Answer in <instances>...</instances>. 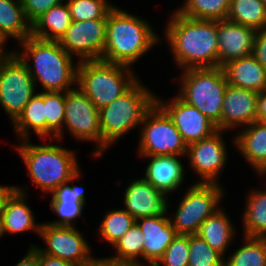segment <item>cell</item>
<instances>
[{
    "mask_svg": "<svg viewBox=\"0 0 266 266\" xmlns=\"http://www.w3.org/2000/svg\"><path fill=\"white\" fill-rule=\"evenodd\" d=\"M88 266H113V264L105 261L103 257H98V259L93 264Z\"/></svg>",
    "mask_w": 266,
    "mask_h": 266,
    "instance_id": "f6af8a7d",
    "label": "cell"
},
{
    "mask_svg": "<svg viewBox=\"0 0 266 266\" xmlns=\"http://www.w3.org/2000/svg\"><path fill=\"white\" fill-rule=\"evenodd\" d=\"M186 190L173 218L169 217L178 235L197 234L201 224L221 208L219 206L226 194L224 187L215 183L194 182Z\"/></svg>",
    "mask_w": 266,
    "mask_h": 266,
    "instance_id": "ba28073f",
    "label": "cell"
},
{
    "mask_svg": "<svg viewBox=\"0 0 266 266\" xmlns=\"http://www.w3.org/2000/svg\"><path fill=\"white\" fill-rule=\"evenodd\" d=\"M66 1V0H65ZM64 0H21L26 19L32 24L51 7L57 6Z\"/></svg>",
    "mask_w": 266,
    "mask_h": 266,
    "instance_id": "f35d334b",
    "label": "cell"
},
{
    "mask_svg": "<svg viewBox=\"0 0 266 266\" xmlns=\"http://www.w3.org/2000/svg\"><path fill=\"white\" fill-rule=\"evenodd\" d=\"M149 163L144 177L153 187L168 196L177 191L185 181V166L178 155L140 156Z\"/></svg>",
    "mask_w": 266,
    "mask_h": 266,
    "instance_id": "7402d4cb",
    "label": "cell"
},
{
    "mask_svg": "<svg viewBox=\"0 0 266 266\" xmlns=\"http://www.w3.org/2000/svg\"><path fill=\"white\" fill-rule=\"evenodd\" d=\"M113 266H147L142 264H113Z\"/></svg>",
    "mask_w": 266,
    "mask_h": 266,
    "instance_id": "681fc988",
    "label": "cell"
},
{
    "mask_svg": "<svg viewBox=\"0 0 266 266\" xmlns=\"http://www.w3.org/2000/svg\"><path fill=\"white\" fill-rule=\"evenodd\" d=\"M81 169L67 182L51 193L50 208L59 219L45 223L56 226H76L73 222L83 216L86 204L85 188L74 182L81 179ZM72 184V186H71Z\"/></svg>",
    "mask_w": 266,
    "mask_h": 266,
    "instance_id": "ffe728a7",
    "label": "cell"
},
{
    "mask_svg": "<svg viewBox=\"0 0 266 266\" xmlns=\"http://www.w3.org/2000/svg\"><path fill=\"white\" fill-rule=\"evenodd\" d=\"M39 237L46 244L43 249L36 245L42 253L66 260L75 266H88L98 259L92 256V247L76 226H56L43 222Z\"/></svg>",
    "mask_w": 266,
    "mask_h": 266,
    "instance_id": "7c38bea8",
    "label": "cell"
},
{
    "mask_svg": "<svg viewBox=\"0 0 266 266\" xmlns=\"http://www.w3.org/2000/svg\"><path fill=\"white\" fill-rule=\"evenodd\" d=\"M172 12L163 30L177 70L218 67L217 20Z\"/></svg>",
    "mask_w": 266,
    "mask_h": 266,
    "instance_id": "6da1fadb",
    "label": "cell"
},
{
    "mask_svg": "<svg viewBox=\"0 0 266 266\" xmlns=\"http://www.w3.org/2000/svg\"><path fill=\"white\" fill-rule=\"evenodd\" d=\"M256 173H258V175L261 177V176H264L266 175V164L263 165L258 171H256Z\"/></svg>",
    "mask_w": 266,
    "mask_h": 266,
    "instance_id": "7dc6e473",
    "label": "cell"
},
{
    "mask_svg": "<svg viewBox=\"0 0 266 266\" xmlns=\"http://www.w3.org/2000/svg\"><path fill=\"white\" fill-rule=\"evenodd\" d=\"M263 3H264V5L266 6V0H261Z\"/></svg>",
    "mask_w": 266,
    "mask_h": 266,
    "instance_id": "f907efd6",
    "label": "cell"
},
{
    "mask_svg": "<svg viewBox=\"0 0 266 266\" xmlns=\"http://www.w3.org/2000/svg\"><path fill=\"white\" fill-rule=\"evenodd\" d=\"M188 266H224L225 257L211 248L199 235H189Z\"/></svg>",
    "mask_w": 266,
    "mask_h": 266,
    "instance_id": "8d00e7d4",
    "label": "cell"
},
{
    "mask_svg": "<svg viewBox=\"0 0 266 266\" xmlns=\"http://www.w3.org/2000/svg\"><path fill=\"white\" fill-rule=\"evenodd\" d=\"M52 141H55L53 144ZM29 139L13 145L24 161L32 185L45 193H52L61 184L67 183L81 168L77 153L64 148L59 139H49L50 144H33ZM19 144V145H18Z\"/></svg>",
    "mask_w": 266,
    "mask_h": 266,
    "instance_id": "277c9868",
    "label": "cell"
},
{
    "mask_svg": "<svg viewBox=\"0 0 266 266\" xmlns=\"http://www.w3.org/2000/svg\"><path fill=\"white\" fill-rule=\"evenodd\" d=\"M17 46L14 53L27 66L36 86L39 83L43 87L41 91L66 92L77 86L79 61L76 59L74 63V57L61 47L59 41L30 36Z\"/></svg>",
    "mask_w": 266,
    "mask_h": 266,
    "instance_id": "7a4b0ae2",
    "label": "cell"
},
{
    "mask_svg": "<svg viewBox=\"0 0 266 266\" xmlns=\"http://www.w3.org/2000/svg\"><path fill=\"white\" fill-rule=\"evenodd\" d=\"M231 0H185L175 9L181 15L194 19L225 20Z\"/></svg>",
    "mask_w": 266,
    "mask_h": 266,
    "instance_id": "d6a6232c",
    "label": "cell"
},
{
    "mask_svg": "<svg viewBox=\"0 0 266 266\" xmlns=\"http://www.w3.org/2000/svg\"><path fill=\"white\" fill-rule=\"evenodd\" d=\"M256 30L231 22L217 20L218 67L252 55Z\"/></svg>",
    "mask_w": 266,
    "mask_h": 266,
    "instance_id": "d6986e66",
    "label": "cell"
},
{
    "mask_svg": "<svg viewBox=\"0 0 266 266\" xmlns=\"http://www.w3.org/2000/svg\"><path fill=\"white\" fill-rule=\"evenodd\" d=\"M106 25L107 17L73 21L59 43L68 54L76 56L78 61L99 60L106 42Z\"/></svg>",
    "mask_w": 266,
    "mask_h": 266,
    "instance_id": "5bb4252c",
    "label": "cell"
},
{
    "mask_svg": "<svg viewBox=\"0 0 266 266\" xmlns=\"http://www.w3.org/2000/svg\"><path fill=\"white\" fill-rule=\"evenodd\" d=\"M242 213L243 237L266 238V189L253 188Z\"/></svg>",
    "mask_w": 266,
    "mask_h": 266,
    "instance_id": "83f0119b",
    "label": "cell"
},
{
    "mask_svg": "<svg viewBox=\"0 0 266 266\" xmlns=\"http://www.w3.org/2000/svg\"><path fill=\"white\" fill-rule=\"evenodd\" d=\"M0 34L17 43L31 36V23L25 17L21 0H0Z\"/></svg>",
    "mask_w": 266,
    "mask_h": 266,
    "instance_id": "f1b7e54d",
    "label": "cell"
},
{
    "mask_svg": "<svg viewBox=\"0 0 266 266\" xmlns=\"http://www.w3.org/2000/svg\"><path fill=\"white\" fill-rule=\"evenodd\" d=\"M257 121L266 122V89L258 93Z\"/></svg>",
    "mask_w": 266,
    "mask_h": 266,
    "instance_id": "7bdbcfd3",
    "label": "cell"
},
{
    "mask_svg": "<svg viewBox=\"0 0 266 266\" xmlns=\"http://www.w3.org/2000/svg\"><path fill=\"white\" fill-rule=\"evenodd\" d=\"M128 183L122 196L123 209L135 220L169 213L168 195L153 187L144 177L134 178Z\"/></svg>",
    "mask_w": 266,
    "mask_h": 266,
    "instance_id": "2e32d148",
    "label": "cell"
},
{
    "mask_svg": "<svg viewBox=\"0 0 266 266\" xmlns=\"http://www.w3.org/2000/svg\"><path fill=\"white\" fill-rule=\"evenodd\" d=\"M11 186H8V185H0V203H1V200L4 196V194L7 192V190L10 188Z\"/></svg>",
    "mask_w": 266,
    "mask_h": 266,
    "instance_id": "bcb514c9",
    "label": "cell"
},
{
    "mask_svg": "<svg viewBox=\"0 0 266 266\" xmlns=\"http://www.w3.org/2000/svg\"><path fill=\"white\" fill-rule=\"evenodd\" d=\"M4 236L3 234V221H2V213H1V207H0V237Z\"/></svg>",
    "mask_w": 266,
    "mask_h": 266,
    "instance_id": "c3c4849f",
    "label": "cell"
},
{
    "mask_svg": "<svg viewBox=\"0 0 266 266\" xmlns=\"http://www.w3.org/2000/svg\"><path fill=\"white\" fill-rule=\"evenodd\" d=\"M227 20L253 29H266V6L261 0H231Z\"/></svg>",
    "mask_w": 266,
    "mask_h": 266,
    "instance_id": "4dcf8cb0",
    "label": "cell"
},
{
    "mask_svg": "<svg viewBox=\"0 0 266 266\" xmlns=\"http://www.w3.org/2000/svg\"><path fill=\"white\" fill-rule=\"evenodd\" d=\"M236 231L230 216L221 207L201 224L197 235L211 248L226 257L225 253L235 241Z\"/></svg>",
    "mask_w": 266,
    "mask_h": 266,
    "instance_id": "d4e9b609",
    "label": "cell"
},
{
    "mask_svg": "<svg viewBox=\"0 0 266 266\" xmlns=\"http://www.w3.org/2000/svg\"><path fill=\"white\" fill-rule=\"evenodd\" d=\"M144 236L135 224L113 246L115 252L103 259L112 264H141Z\"/></svg>",
    "mask_w": 266,
    "mask_h": 266,
    "instance_id": "f546056e",
    "label": "cell"
},
{
    "mask_svg": "<svg viewBox=\"0 0 266 266\" xmlns=\"http://www.w3.org/2000/svg\"><path fill=\"white\" fill-rule=\"evenodd\" d=\"M136 220L128 214L124 209H110L103 216L97 233L101 236L107 244L112 245L116 242L134 225Z\"/></svg>",
    "mask_w": 266,
    "mask_h": 266,
    "instance_id": "836d02e7",
    "label": "cell"
},
{
    "mask_svg": "<svg viewBox=\"0 0 266 266\" xmlns=\"http://www.w3.org/2000/svg\"><path fill=\"white\" fill-rule=\"evenodd\" d=\"M15 266H38V248L36 245L31 244L26 254L16 263Z\"/></svg>",
    "mask_w": 266,
    "mask_h": 266,
    "instance_id": "b9f144b4",
    "label": "cell"
},
{
    "mask_svg": "<svg viewBox=\"0 0 266 266\" xmlns=\"http://www.w3.org/2000/svg\"><path fill=\"white\" fill-rule=\"evenodd\" d=\"M36 88L27 66L15 53L0 61V106L11 123L36 94Z\"/></svg>",
    "mask_w": 266,
    "mask_h": 266,
    "instance_id": "8fae6325",
    "label": "cell"
},
{
    "mask_svg": "<svg viewBox=\"0 0 266 266\" xmlns=\"http://www.w3.org/2000/svg\"><path fill=\"white\" fill-rule=\"evenodd\" d=\"M156 102V93L139 79L122 96L99 109L103 153L131 132V129L140 127L145 115Z\"/></svg>",
    "mask_w": 266,
    "mask_h": 266,
    "instance_id": "5b68a950",
    "label": "cell"
},
{
    "mask_svg": "<svg viewBox=\"0 0 266 266\" xmlns=\"http://www.w3.org/2000/svg\"><path fill=\"white\" fill-rule=\"evenodd\" d=\"M153 28L148 20L115 6L107 16L101 60L133 68L162 40Z\"/></svg>",
    "mask_w": 266,
    "mask_h": 266,
    "instance_id": "3957f363",
    "label": "cell"
},
{
    "mask_svg": "<svg viewBox=\"0 0 266 266\" xmlns=\"http://www.w3.org/2000/svg\"><path fill=\"white\" fill-rule=\"evenodd\" d=\"M181 72L177 95L196 107L221 130L224 93L228 86L223 68H193Z\"/></svg>",
    "mask_w": 266,
    "mask_h": 266,
    "instance_id": "52a82bcc",
    "label": "cell"
},
{
    "mask_svg": "<svg viewBox=\"0 0 266 266\" xmlns=\"http://www.w3.org/2000/svg\"><path fill=\"white\" fill-rule=\"evenodd\" d=\"M7 40L0 34V61L6 60L14 53L13 49H6Z\"/></svg>",
    "mask_w": 266,
    "mask_h": 266,
    "instance_id": "ee69618b",
    "label": "cell"
},
{
    "mask_svg": "<svg viewBox=\"0 0 266 266\" xmlns=\"http://www.w3.org/2000/svg\"><path fill=\"white\" fill-rule=\"evenodd\" d=\"M189 235H177L154 266H188Z\"/></svg>",
    "mask_w": 266,
    "mask_h": 266,
    "instance_id": "74e56055",
    "label": "cell"
},
{
    "mask_svg": "<svg viewBox=\"0 0 266 266\" xmlns=\"http://www.w3.org/2000/svg\"><path fill=\"white\" fill-rule=\"evenodd\" d=\"M222 68L231 86L257 93L266 89V69L253 55L230 61Z\"/></svg>",
    "mask_w": 266,
    "mask_h": 266,
    "instance_id": "603a6c76",
    "label": "cell"
},
{
    "mask_svg": "<svg viewBox=\"0 0 266 266\" xmlns=\"http://www.w3.org/2000/svg\"><path fill=\"white\" fill-rule=\"evenodd\" d=\"M231 141L255 172L266 164V122L254 121Z\"/></svg>",
    "mask_w": 266,
    "mask_h": 266,
    "instance_id": "cb8c5ba5",
    "label": "cell"
},
{
    "mask_svg": "<svg viewBox=\"0 0 266 266\" xmlns=\"http://www.w3.org/2000/svg\"><path fill=\"white\" fill-rule=\"evenodd\" d=\"M12 124L18 141L30 140V132L36 133L39 140H46L45 92L36 93Z\"/></svg>",
    "mask_w": 266,
    "mask_h": 266,
    "instance_id": "484cf974",
    "label": "cell"
},
{
    "mask_svg": "<svg viewBox=\"0 0 266 266\" xmlns=\"http://www.w3.org/2000/svg\"><path fill=\"white\" fill-rule=\"evenodd\" d=\"M73 22L66 2L51 7L31 24V36L46 40L60 41Z\"/></svg>",
    "mask_w": 266,
    "mask_h": 266,
    "instance_id": "4316f807",
    "label": "cell"
},
{
    "mask_svg": "<svg viewBox=\"0 0 266 266\" xmlns=\"http://www.w3.org/2000/svg\"><path fill=\"white\" fill-rule=\"evenodd\" d=\"M243 244L227 256L224 266H266V238L244 237Z\"/></svg>",
    "mask_w": 266,
    "mask_h": 266,
    "instance_id": "1f68e13d",
    "label": "cell"
},
{
    "mask_svg": "<svg viewBox=\"0 0 266 266\" xmlns=\"http://www.w3.org/2000/svg\"><path fill=\"white\" fill-rule=\"evenodd\" d=\"M136 224L144 236L141 264L154 266L178 234L172 227L168 214L138 218Z\"/></svg>",
    "mask_w": 266,
    "mask_h": 266,
    "instance_id": "44dd1931",
    "label": "cell"
},
{
    "mask_svg": "<svg viewBox=\"0 0 266 266\" xmlns=\"http://www.w3.org/2000/svg\"><path fill=\"white\" fill-rule=\"evenodd\" d=\"M46 141H62L65 120V92H45Z\"/></svg>",
    "mask_w": 266,
    "mask_h": 266,
    "instance_id": "e575fe53",
    "label": "cell"
},
{
    "mask_svg": "<svg viewBox=\"0 0 266 266\" xmlns=\"http://www.w3.org/2000/svg\"><path fill=\"white\" fill-rule=\"evenodd\" d=\"M222 130L211 136L188 145L185 157L189 167L200 178L197 183L221 184L219 176L228 160V150Z\"/></svg>",
    "mask_w": 266,
    "mask_h": 266,
    "instance_id": "4fadbf2b",
    "label": "cell"
},
{
    "mask_svg": "<svg viewBox=\"0 0 266 266\" xmlns=\"http://www.w3.org/2000/svg\"><path fill=\"white\" fill-rule=\"evenodd\" d=\"M252 55L266 69V29L256 31Z\"/></svg>",
    "mask_w": 266,
    "mask_h": 266,
    "instance_id": "ab89813d",
    "label": "cell"
},
{
    "mask_svg": "<svg viewBox=\"0 0 266 266\" xmlns=\"http://www.w3.org/2000/svg\"><path fill=\"white\" fill-rule=\"evenodd\" d=\"M133 68L99 60L79 61L77 87L101 109L127 92L138 80Z\"/></svg>",
    "mask_w": 266,
    "mask_h": 266,
    "instance_id": "8992f818",
    "label": "cell"
},
{
    "mask_svg": "<svg viewBox=\"0 0 266 266\" xmlns=\"http://www.w3.org/2000/svg\"><path fill=\"white\" fill-rule=\"evenodd\" d=\"M73 21L105 19L116 6L110 0H67Z\"/></svg>",
    "mask_w": 266,
    "mask_h": 266,
    "instance_id": "d590c367",
    "label": "cell"
},
{
    "mask_svg": "<svg viewBox=\"0 0 266 266\" xmlns=\"http://www.w3.org/2000/svg\"><path fill=\"white\" fill-rule=\"evenodd\" d=\"M38 266H75V265L66 260H62L58 257L44 254L38 249Z\"/></svg>",
    "mask_w": 266,
    "mask_h": 266,
    "instance_id": "60d3db41",
    "label": "cell"
},
{
    "mask_svg": "<svg viewBox=\"0 0 266 266\" xmlns=\"http://www.w3.org/2000/svg\"><path fill=\"white\" fill-rule=\"evenodd\" d=\"M26 189L13 185L4 194L0 207L3 221V234H20L27 231H35L40 234L42 223H37L35 213L26 203Z\"/></svg>",
    "mask_w": 266,
    "mask_h": 266,
    "instance_id": "e0dca14e",
    "label": "cell"
},
{
    "mask_svg": "<svg viewBox=\"0 0 266 266\" xmlns=\"http://www.w3.org/2000/svg\"><path fill=\"white\" fill-rule=\"evenodd\" d=\"M257 103V92L228 84L224 93L221 130L233 131L257 121Z\"/></svg>",
    "mask_w": 266,
    "mask_h": 266,
    "instance_id": "ac0fdd59",
    "label": "cell"
},
{
    "mask_svg": "<svg viewBox=\"0 0 266 266\" xmlns=\"http://www.w3.org/2000/svg\"><path fill=\"white\" fill-rule=\"evenodd\" d=\"M139 156L178 155L185 157L187 144L167 112L156 102L140 126Z\"/></svg>",
    "mask_w": 266,
    "mask_h": 266,
    "instance_id": "9c48e42d",
    "label": "cell"
},
{
    "mask_svg": "<svg viewBox=\"0 0 266 266\" xmlns=\"http://www.w3.org/2000/svg\"><path fill=\"white\" fill-rule=\"evenodd\" d=\"M64 129L76 141L96 143L92 155L99 158L103 155V140L100 127L99 109L79 88L74 87L65 92V120L62 128V142Z\"/></svg>",
    "mask_w": 266,
    "mask_h": 266,
    "instance_id": "30bf717a",
    "label": "cell"
},
{
    "mask_svg": "<svg viewBox=\"0 0 266 266\" xmlns=\"http://www.w3.org/2000/svg\"><path fill=\"white\" fill-rule=\"evenodd\" d=\"M157 103L171 117L187 146L211 136L218 130L209 118L178 95L173 96L170 101L157 95Z\"/></svg>",
    "mask_w": 266,
    "mask_h": 266,
    "instance_id": "9a60e30c",
    "label": "cell"
}]
</instances>
